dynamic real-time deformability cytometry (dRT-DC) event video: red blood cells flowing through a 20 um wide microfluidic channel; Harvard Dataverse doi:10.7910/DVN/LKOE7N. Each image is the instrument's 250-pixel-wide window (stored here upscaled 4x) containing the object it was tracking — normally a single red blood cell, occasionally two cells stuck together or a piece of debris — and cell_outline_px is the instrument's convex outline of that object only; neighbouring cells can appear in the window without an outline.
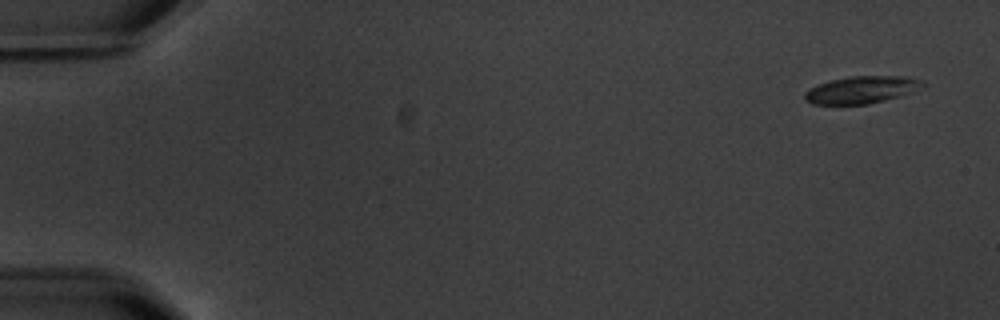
{"species": "common noctule bat (a hibernating species)", "species_latin": "Nyctalus noctula", "temperature_condition": "warm", "stored_images_in_passage": 5, "segment_of_instrument_passage": [1, 2], "camera_frame_rate_fps": 3000, "um_per_image_px": 0.085, "animal": {"sex": "male", "body_mass_g": 20.1, "forearm_length_mm": 53.5}, "frame": {"image": 1, "passage_image": 1, "time_ms": 0.0, "image_size_px": [1000, 320], "cell_outline_px": [[924, 84], [912, 92], [884, 100], [868, 104], [812, 104], [804, 100], [804, 92], [808, 88], [832, 80], [852, 76], [908, 76], [920, 80]], "centroid_in_image_um": [73.18, 7.63], "position_along_channel_um": 11.8, "area_um2": 18.5}}